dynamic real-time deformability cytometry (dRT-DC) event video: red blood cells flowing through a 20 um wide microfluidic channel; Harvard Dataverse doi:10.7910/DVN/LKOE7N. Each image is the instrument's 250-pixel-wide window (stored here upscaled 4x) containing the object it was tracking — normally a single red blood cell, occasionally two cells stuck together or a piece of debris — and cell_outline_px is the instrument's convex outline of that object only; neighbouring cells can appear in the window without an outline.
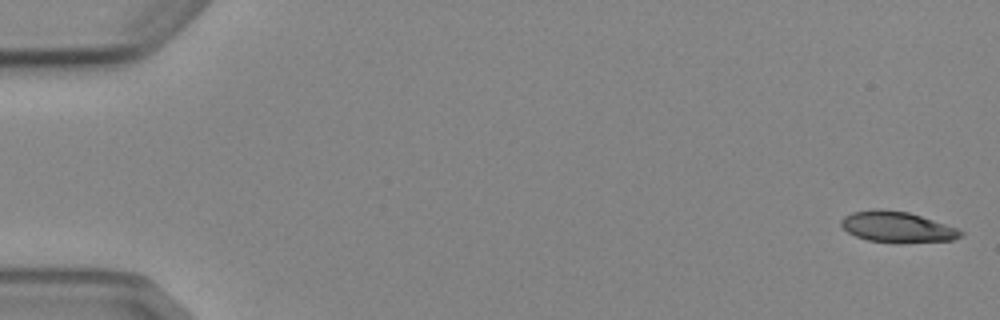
{"species": "Egyptian fruit bat (a non-hibernating species)", "species_latin": "Rousettus aegyptiacus", "temperature_condition": "cold", "stored_images_in_passage": 5, "camera_frame_rate_fps": 3000, "um_per_image_px": 0.085, "animal": {"sex": "female"}, "frame": {"image": 1, "passage_image": 1, "time_ms": 0.0, "image_size_px": [1000, 320], "cell_outline_px": [[964, 232], [960, 236], [952, 240], [896, 244], [868, 240], [856, 236], [848, 232], [840, 224], [840, 220], [844, 216], [852, 212], [876, 208], [908, 212], [956, 228]], "centroid_in_image_um": [76.21, 19.31], "position_along_channel_um": 8.8, "area_um2": 21.5}}
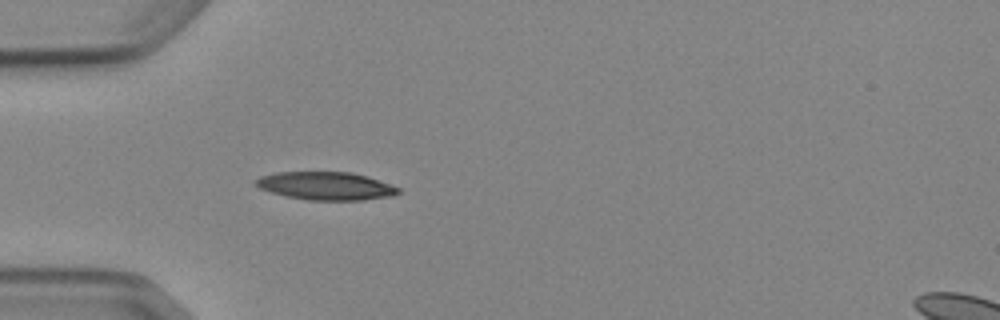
{"frame": {"image": 2, "passage_image": 5, "time_ms": 5.0, "image_size_px": [1000, 320], "cell_outline_px": [[400, 192], [392, 196], [364, 200], [308, 200], [288, 196], [272, 192], [260, 188], [252, 184], [260, 176], [276, 172], [352, 172], [368, 176], [400, 188]], "centroid_in_image_um": [27.71, 15.8], "position_along_channel_um": 57.3, "area_um2": 23.29}}